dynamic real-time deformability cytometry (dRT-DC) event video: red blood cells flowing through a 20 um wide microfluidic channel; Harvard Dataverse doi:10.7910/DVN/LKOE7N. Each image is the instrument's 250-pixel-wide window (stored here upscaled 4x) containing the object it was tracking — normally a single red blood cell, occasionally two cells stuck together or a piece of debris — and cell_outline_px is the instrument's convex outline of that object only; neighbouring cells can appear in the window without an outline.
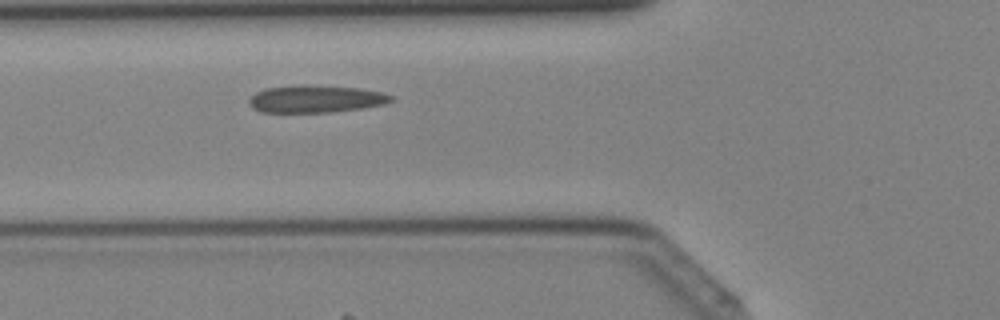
{"species": "Egyptian fruit bat (a non-hibernating species)", "species_latin": "Rousettus aegyptiacus", "temperature_condition": "cold", "stored_images_in_passage": 35, "camera_frame_rate_fps": 3000, "um_per_image_px": 0.085, "animal": {"sex": "female"}, "frame": {"image": 1, "passage_image": 9, "time_ms": 2.667, "image_size_px": [1000, 320], "cell_outline_px": [[396, 100], [384, 104], [364, 108], [332, 112], [260, 112], [252, 108], [248, 104], [248, 100], [256, 92], [264, 88], [300, 84], [360, 88], [380, 92], [396, 96]], "centroid_in_image_um": [26.85, 8.4], "position_along_channel_um": 98.9, "area_um2": 23.0}}
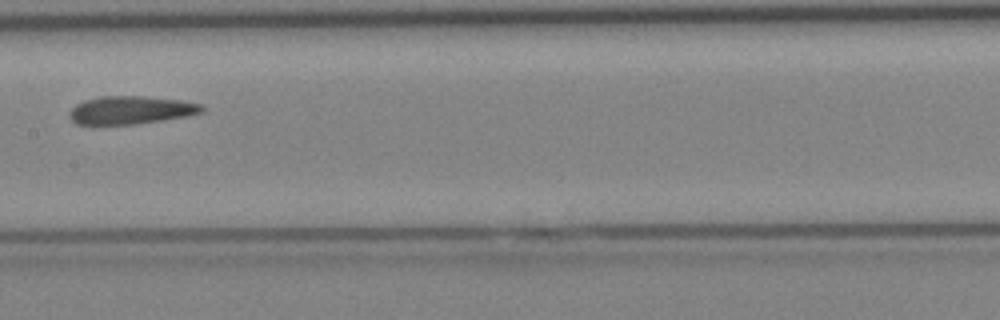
{"frame": {"image": 2, "passage_image": 15, "time_ms": 4.667, "image_size_px": [1000, 320], "cell_outline_px": [[204, 112], [188, 116], [164, 120], [136, 124], [92, 128], [76, 124], [68, 116], [68, 112], [76, 104], [84, 100], [100, 96], [144, 96], [184, 100], [204, 104]], "centroid_in_image_um": [11.07, 9.4], "position_along_channel_um": 196.3, "area_um2": 22.83}}
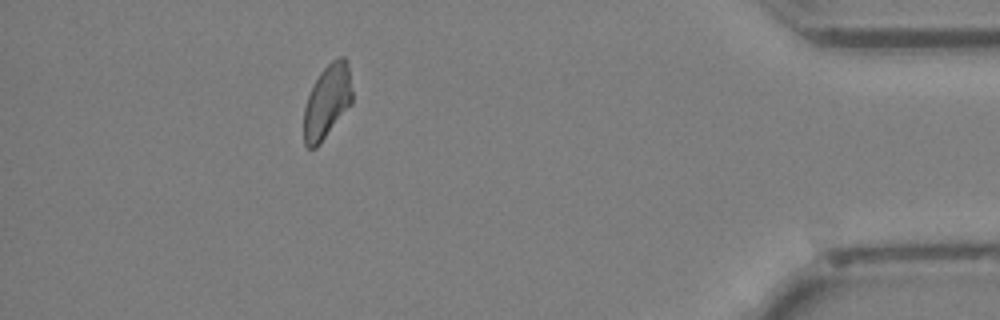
{"frame": {"image": 3, "passage_image": 31, "time_ms": 10.0, "image_size_px": [1000, 320], "cell_outline_px": [[352, 104], [320, 144], [316, 148], [308, 148], [304, 144], [304, 108], [308, 96], [320, 72], [332, 60], [340, 56], [344, 56], [348, 60], [352, 92]], "centroid_in_image_um": [27.82, 8.63], "position_along_channel_um": 407.4, "area_um2": 20.87}}